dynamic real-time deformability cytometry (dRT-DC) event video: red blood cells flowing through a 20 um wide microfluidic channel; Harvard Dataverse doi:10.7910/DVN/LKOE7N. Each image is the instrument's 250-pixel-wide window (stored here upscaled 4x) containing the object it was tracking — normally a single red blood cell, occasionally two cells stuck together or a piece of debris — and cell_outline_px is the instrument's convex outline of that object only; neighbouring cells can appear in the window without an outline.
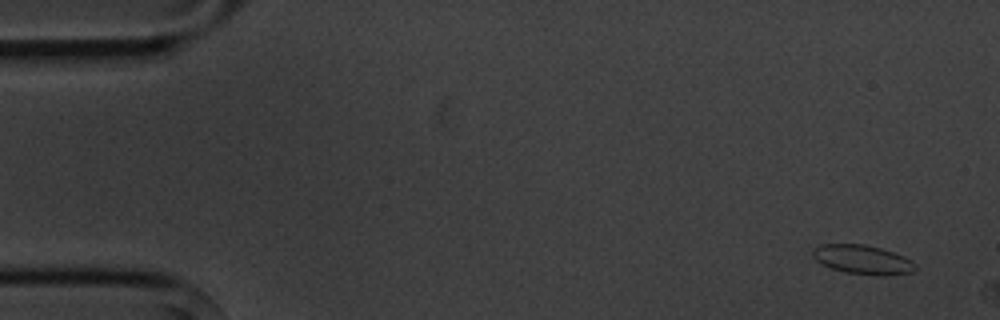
{"species": "common noctule bat (a hibernating species)", "species_latin": "Nyctalus noctula", "temperature_condition": "cold", "stored_images_in_passage": 2, "camera_frame_rate_fps": 3000, "um_per_image_px": 0.085, "animal": {"sex": "male", "body_mass_g": 20.1, "forearm_length_mm": 53.5}, "frame": {"image": 1, "passage_image": 1, "time_ms": 0.0, "image_size_px": [1000, 320], "cell_outline_px": [[916, 268], [912, 272], [888, 276], [876, 276], [844, 272], [832, 268], [816, 260], [812, 256], [812, 248], [820, 244], [864, 244], [880, 248], [904, 256], [912, 260], [916, 264]], "centroid_in_image_um": [73.33, 22.07], "position_along_channel_um": 11.7, "area_um2": 17.57}}